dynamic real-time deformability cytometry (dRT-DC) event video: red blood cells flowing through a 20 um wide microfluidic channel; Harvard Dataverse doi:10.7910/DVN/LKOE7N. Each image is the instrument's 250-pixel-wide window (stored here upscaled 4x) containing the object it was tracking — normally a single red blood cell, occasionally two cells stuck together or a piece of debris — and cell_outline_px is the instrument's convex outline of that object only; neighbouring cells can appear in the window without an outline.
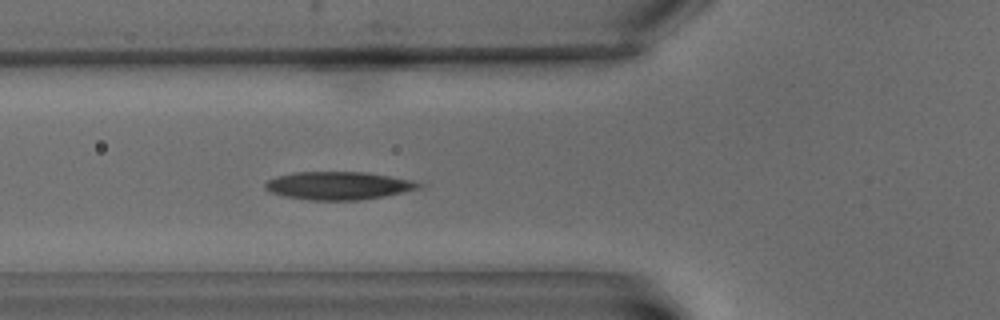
{"species": "common noctule bat (a hibernating species)", "species_latin": "Nyctalus noctula", "temperature_condition": "warm", "stored_images_in_passage": 6, "camera_frame_rate_fps": 3000, "um_per_image_px": 0.085, "animal": {"sex": "male", "body_mass_g": 15.6}, "frame": {"image": 1, "passage_image": 6, "time_ms": 6.0, "image_size_px": [1000, 320], "cell_outline_px": [[428, 184], [424, 188], [384, 196], [360, 200], [312, 200], [284, 196], [272, 192], [264, 188], [264, 184], [268, 180], [276, 176], [296, 172], [364, 172], [412, 180]], "centroid_in_image_um": [28.83, 15.78], "position_along_channel_um": 97.0, "area_um2": 25.14}}